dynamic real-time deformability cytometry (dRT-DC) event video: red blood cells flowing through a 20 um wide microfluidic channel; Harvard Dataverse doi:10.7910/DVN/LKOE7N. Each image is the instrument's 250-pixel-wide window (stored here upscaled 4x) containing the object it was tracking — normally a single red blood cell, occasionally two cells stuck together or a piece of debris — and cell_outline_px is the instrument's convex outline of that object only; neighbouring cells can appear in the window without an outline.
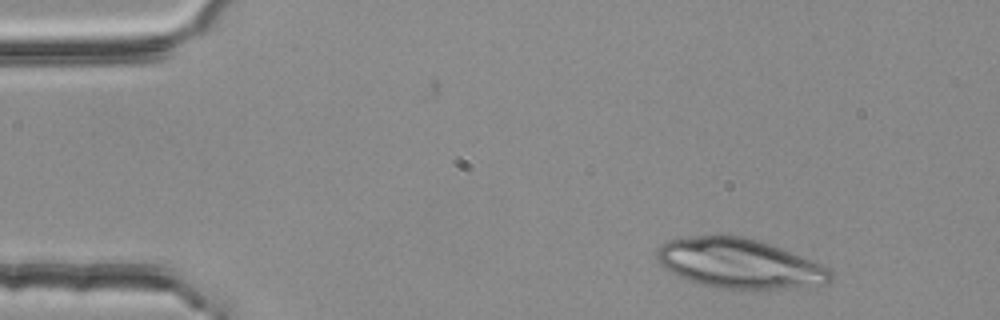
{"species": "common noctule bat (a hibernating species)", "species_latin": "Nyctalus noctula", "temperature_condition": "room temperature", "stored_images_in_passage": 3, "camera_frame_rate_fps": 3000, "um_per_image_px": 0.085, "animal": {"sex": "female", "body_mass_g": 25.1}, "frame": {"image": 1, "passage_image": 1, "time_ms": 0.0, "image_size_px": [1000, 320], "cell_outline_px": [[832, 280], [828, 284], [796, 288], [712, 288], [688, 280], [664, 268], [660, 264], [656, 256], [656, 252], [660, 244], [668, 240], [696, 236], [740, 236], [760, 240], [820, 264], [828, 268], [832, 272]], "centroid_in_image_um": [62.84, 22.4], "position_along_channel_um": 22.2, "area_um2": 49.88}}